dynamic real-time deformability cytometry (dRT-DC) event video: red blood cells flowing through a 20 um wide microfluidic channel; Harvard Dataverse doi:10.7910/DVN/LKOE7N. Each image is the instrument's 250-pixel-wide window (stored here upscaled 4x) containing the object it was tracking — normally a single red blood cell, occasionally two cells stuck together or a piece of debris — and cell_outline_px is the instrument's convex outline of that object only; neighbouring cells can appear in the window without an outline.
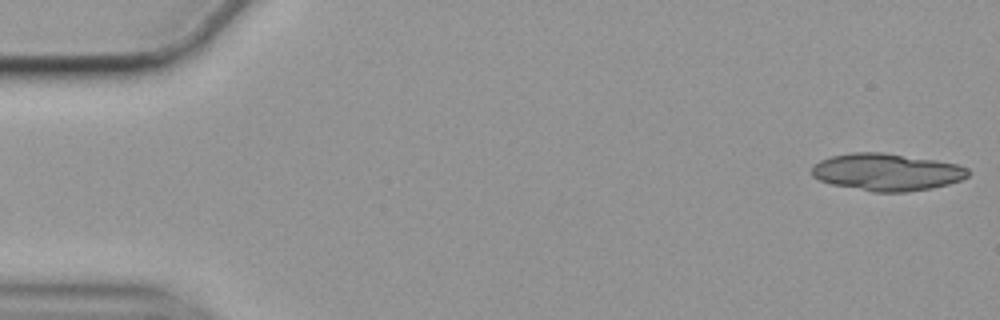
{"species": "common noctule bat (a hibernating species)", "species_latin": "Nyctalus noctula", "temperature_condition": "cold", "stored_images_in_passage": 57, "segment_of_instrument_passage": [1, 2], "camera_frame_rate_fps": 3000, "um_per_image_px": 0.085, "animal": {"sex": "female", "body_mass_g": 19.9}, "frame": {"image": 1, "passage_image": 1, "time_ms": 0.0, "image_size_px": [1000, 320], "cell_outline_px": [[968, 176], [960, 180], [948, 184], [932, 188], [908, 192], [872, 192], [832, 184], [820, 180], [812, 176], [812, 168], [820, 160], [828, 156], [852, 152], [884, 152], [936, 160], [960, 164], [968, 168]], "centroid_in_image_um": [75.38, 14.62], "position_along_channel_um": 9.6, "area_um2": 34.1}}